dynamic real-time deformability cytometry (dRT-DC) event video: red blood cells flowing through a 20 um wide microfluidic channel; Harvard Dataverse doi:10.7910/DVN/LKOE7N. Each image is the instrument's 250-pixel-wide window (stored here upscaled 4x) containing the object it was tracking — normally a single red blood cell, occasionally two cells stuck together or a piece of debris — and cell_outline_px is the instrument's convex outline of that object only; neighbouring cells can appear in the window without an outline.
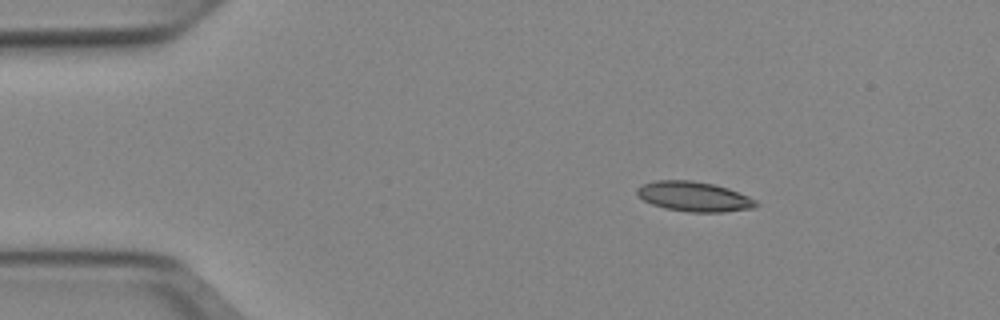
{"species": "Egyptian fruit bat (a non-hibernating species)", "species_latin": "Rousettus aegyptiacus", "temperature_condition": "cold", "stored_images_in_passage": 44, "camera_frame_rate_fps": 3000, "um_per_image_px": 0.085, "animal": {"sex": "female"}, "frame": {"image": 1, "passage_image": 1, "time_ms": 0.0, "image_size_px": [1000, 320], "cell_outline_px": [[760, 204], [756, 208], [724, 212], [692, 212], [668, 208], [652, 204], [636, 196], [636, 188], [644, 184], [656, 180], [692, 180], [712, 184], [728, 188], [748, 196], [756, 200]], "centroid_in_image_um": [59.02, 16.7], "position_along_channel_um": 26.0, "area_um2": 20.69}}
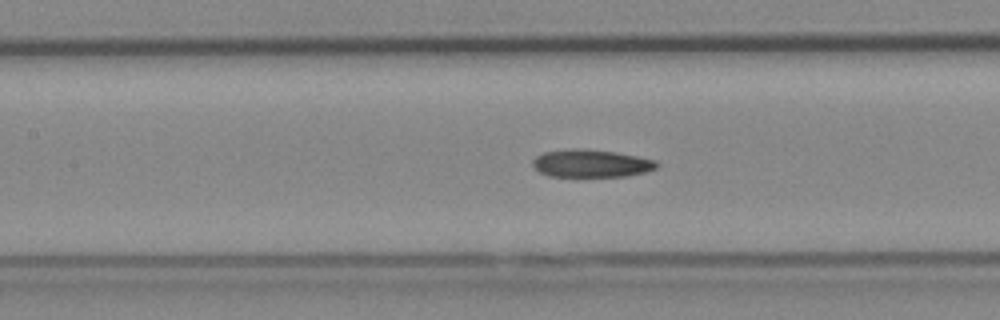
{"frame": {"image": 2, "passage_image": 16, "time_ms": 5.0, "image_size_px": [1000, 320], "cell_outline_px": [[660, 164], [656, 168], [644, 172], [628, 176], [548, 176], [540, 172], [532, 164], [532, 160], [536, 156], [544, 152], [564, 148], [584, 148], [616, 152], [656, 160]], "centroid_in_image_um": [50.23, 13.87], "position_along_channel_um": 157.2, "area_um2": 20.17}}
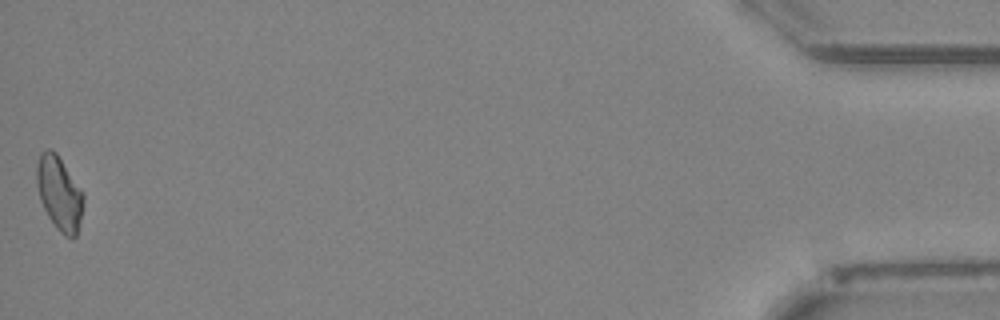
{"frame": {"image": 3, "passage_image": 44, "time_ms": 14.333, "image_size_px": [1000, 320], "cell_outline_px": [[84, 204], [76, 236], [72, 240], [64, 236], [60, 232], [48, 216], [40, 200], [36, 184], [36, 164], [40, 152], [48, 148], [52, 148], [56, 152], [84, 196]], "centroid_in_image_um": [5.01, 16.43], "position_along_channel_um": 430.2, "area_um2": 20.06}, "authors_computed_cell_mechanics": {"area_um2": 20.2011, "velocity_mm_per_s": 3.9493, "shape_relaxation_time_tau1_ms": 4.7153, "shape_relaxation_time_tau2_ms": 6.3382, "deformation_change_tau1": 0.1376, "deformation_change_tau2": 0.1525}}